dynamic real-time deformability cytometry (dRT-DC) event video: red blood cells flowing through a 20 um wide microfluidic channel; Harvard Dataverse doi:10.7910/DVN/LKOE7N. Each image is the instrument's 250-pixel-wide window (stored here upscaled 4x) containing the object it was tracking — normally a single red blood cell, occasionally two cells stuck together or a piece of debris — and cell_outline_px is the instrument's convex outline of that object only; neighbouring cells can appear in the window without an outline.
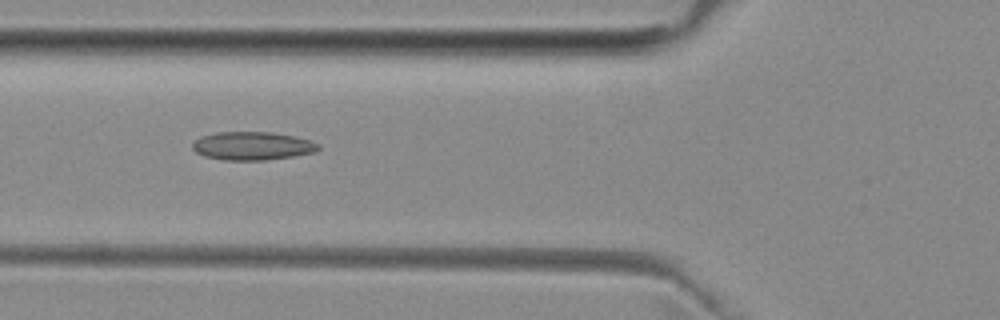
{"species": "common noctule bat (a hibernating species)", "species_latin": "Nyctalus noctula", "temperature_condition": "room temperature", "stored_images_in_passage": 7, "camera_frame_rate_fps": 3000, "um_per_image_px": 0.085, "animal": {"sex": "female", "body_mass_g": 29.2, "forearm_length_mm": 56.3}, "frame": {"image": 1, "passage_image": 5, "time_ms": 5.333, "image_size_px": [1000, 320], "cell_outline_px": [[320, 148], [316, 152], [292, 156], [264, 160], [224, 160], [204, 156], [196, 152], [192, 148], [192, 144], [200, 136], [216, 132], [272, 132], [296, 136], [320, 144]], "centroid_in_image_um": [21.45, 12.39], "position_along_channel_um": 104.3, "area_um2": 20.81}}
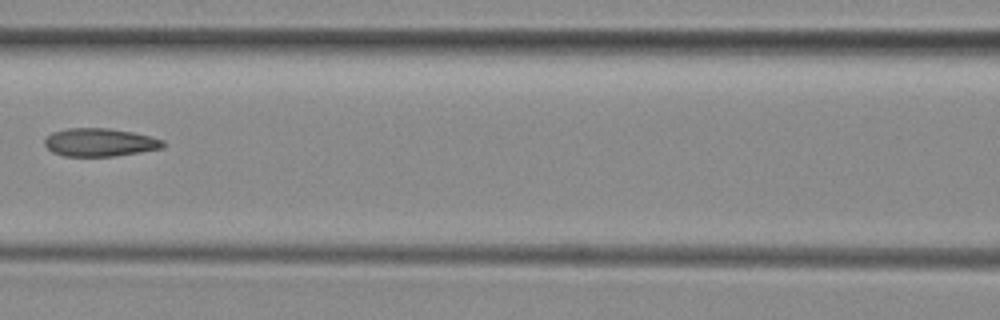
{"frame": {"image": 2, "passage_image": 6, "time_ms": 6.667, "image_size_px": [1000, 320], "cell_outline_px": [[168, 144], [164, 148], [116, 156], [64, 156], [52, 152], [44, 144], [44, 140], [52, 132], [68, 128], [108, 128], [132, 132], [152, 136], [164, 140]], "centroid_in_image_um": [8.53, 12.1], "position_along_channel_um": 158.1, "area_um2": 19.59}}
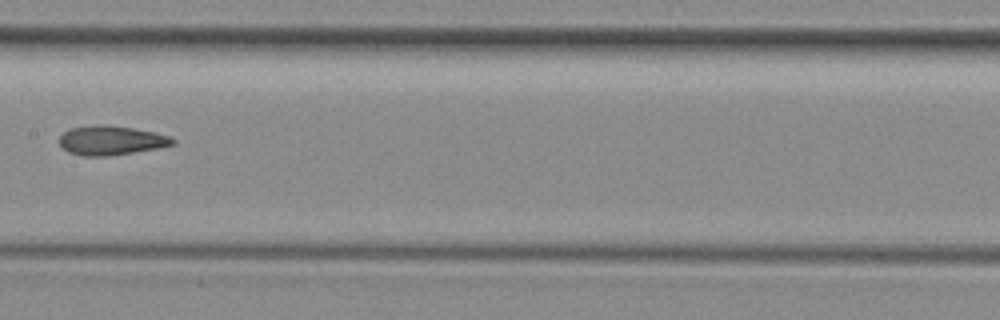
{"frame": {"image": 3, "passage_image": 7, "time_ms": 7.667, "image_size_px": [1000, 320], "cell_outline_px": [[176, 144], [156, 148], [112, 156], [80, 156], [68, 152], [60, 144], [60, 136], [64, 132], [72, 128], [100, 124], [104, 124], [132, 128], [152, 132], [168, 136], [176, 140]], "centroid_in_image_um": [9.43, 11.94], "position_along_channel_um": 198.0, "area_um2": 19.19}}